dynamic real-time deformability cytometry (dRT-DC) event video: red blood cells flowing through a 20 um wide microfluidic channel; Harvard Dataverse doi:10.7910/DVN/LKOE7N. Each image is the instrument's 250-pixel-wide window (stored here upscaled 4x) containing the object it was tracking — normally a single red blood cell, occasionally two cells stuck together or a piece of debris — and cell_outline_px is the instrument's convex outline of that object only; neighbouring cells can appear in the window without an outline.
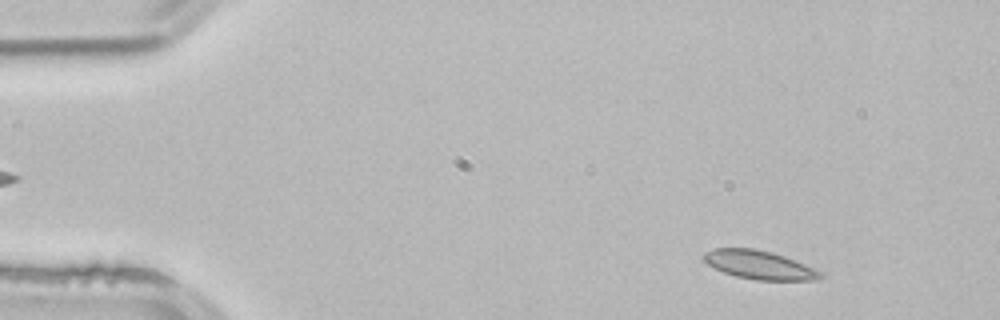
{"species": "common noctule bat (a hibernating species)", "species_latin": "Nyctalus noctula", "temperature_condition": "room temperature", "stored_images_in_passage": 51, "camera_frame_rate_fps": 3000, "um_per_image_px": 0.085, "animal": {"sex": "male", "body_mass_g": 21.5, "forearm_length_mm": 52.0}, "frame": {"image": 1, "passage_image": 5, "time_ms": 1.333, "image_size_px": [1000, 320], "cell_outline_px": [[824, 276], [816, 280], [756, 280], [736, 276], [724, 272], [708, 264], [704, 260], [704, 252], [716, 248], [752, 248], [772, 252], [784, 256], [824, 272]], "centroid_in_image_um": [64.57, 22.52], "position_along_channel_um": 20.4, "area_um2": 19.31}}
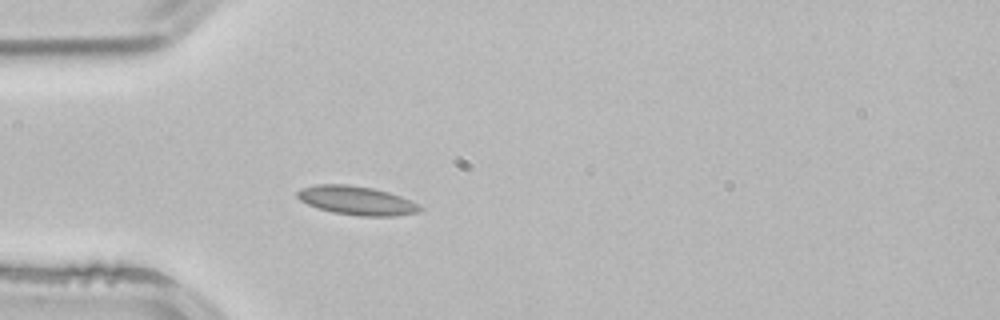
{"frame": {"image": 2, "passage_image": 14, "time_ms": 4.333, "image_size_px": [1000, 320], "cell_outline_px": [[424, 208], [420, 212], [392, 216], [360, 216], [332, 212], [308, 204], [300, 200], [296, 196], [296, 192], [300, 188], [316, 184], [348, 184], [372, 188], [388, 192], [400, 196], [420, 204]], "centroid_in_image_um": [30.32, 17.04], "position_along_channel_um": 54.7, "area_um2": 20.63}}
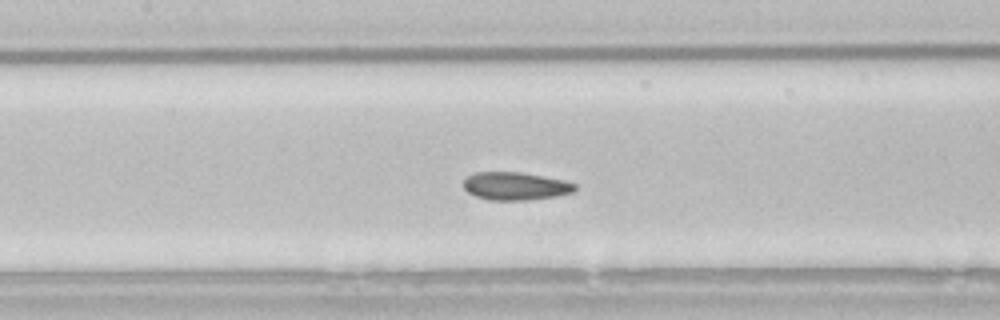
{"frame": {"image": 3, "passage_image": 23, "time_ms": 7.333, "image_size_px": [1000, 320], "cell_outline_px": [[576, 192], [556, 196], [528, 200], [488, 200], [476, 196], [468, 192], [464, 188], [464, 180], [468, 176], [476, 172], [520, 172], [544, 176], [564, 180], [576, 184]], "centroid_in_image_um": [43.84, 15.82], "position_along_channel_um": 163.6, "area_um2": 18.21}, "authors_computed_cell_mechanics": {"area_um2": 18.9006, "velocity_mm_per_s": 3.8479, "shape_relaxation_time_tau1_ms": null, "shape_relaxation_time_tau2_ms": 2.562, "deformation_change_tau1": null, "deformation_change_tau2": 0.0651}}